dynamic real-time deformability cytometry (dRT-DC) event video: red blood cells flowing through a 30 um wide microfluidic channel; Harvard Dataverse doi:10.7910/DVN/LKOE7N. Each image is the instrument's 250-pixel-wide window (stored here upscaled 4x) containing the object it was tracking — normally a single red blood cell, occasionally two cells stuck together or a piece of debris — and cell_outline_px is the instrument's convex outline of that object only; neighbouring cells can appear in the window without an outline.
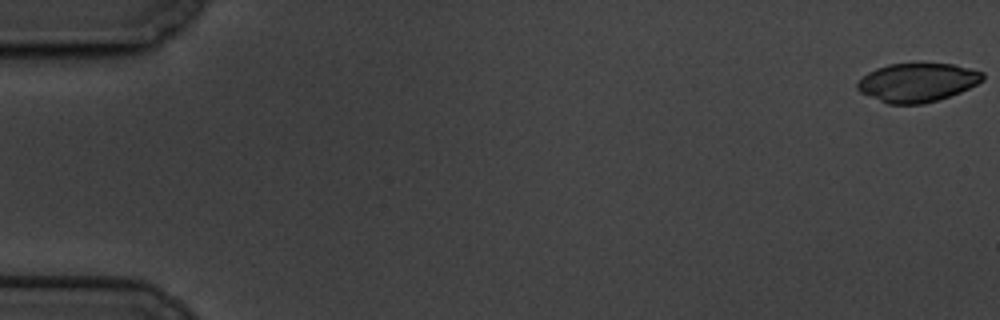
{"species": "common noctule bat (a hibernating species)", "species_latin": "Nyctalus noctula", "temperature_condition": "cold", "stored_images_in_passage": 60, "camera_frame_rate_fps": 3000, "um_per_image_px": 0.085, "animal": {"sex": "male", "body_mass_g": 19.5, "forearm_length_mm": 54.6}, "frame": {"image": 1, "passage_image": 1, "time_ms": 0.0, "image_size_px": [1000, 320], "cell_outline_px": [[984, 80], [960, 92], [936, 100], [920, 104], [888, 104], [860, 92], [856, 88], [856, 84], [868, 72], [876, 68], [888, 64], [952, 64], [984, 72]], "centroid_in_image_um": [77.96, 7.01], "position_along_channel_um": 7.0, "area_um2": 27.98}}
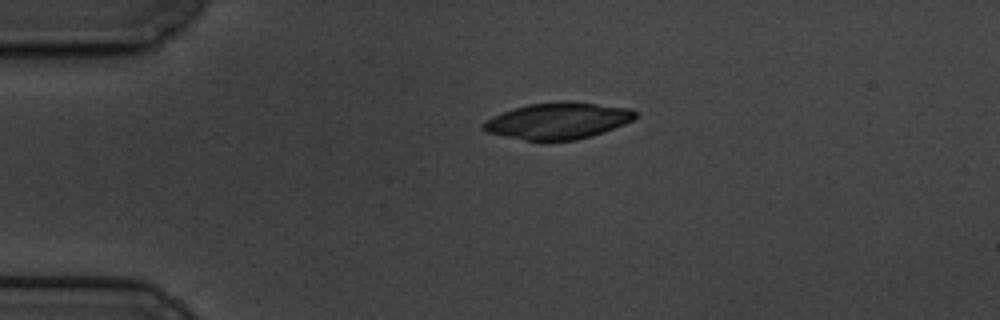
{"frame": {"image": 2, "passage_image": 14, "time_ms": 4.333, "image_size_px": [1000, 320], "cell_outline_px": [[636, 116], [632, 120], [624, 124], [604, 132], [592, 136], [576, 140], [524, 140], [484, 132], [480, 128], [480, 124], [484, 120], [492, 116], [528, 104], [564, 100], [568, 100], [628, 108], [636, 112]], "centroid_in_image_um": [47.38, 10.26], "position_along_channel_um": 37.6, "area_um2": 32.37}}
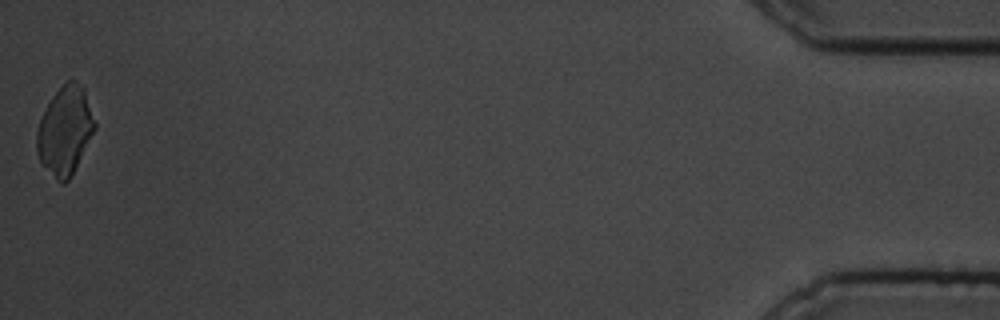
{"frame": {"image": 3, "passage_image": 60, "time_ms": 19.667, "image_size_px": [1000, 320], "cell_outline_px": [[96, 128], [68, 180], [64, 184], [60, 184], [40, 164], [36, 152], [36, 132], [40, 120], [52, 96], [72, 76], [84, 88], [96, 124]], "centroid_in_image_um": [5.51, 11.11], "position_along_channel_um": 429.7, "area_um2": 29.71}}